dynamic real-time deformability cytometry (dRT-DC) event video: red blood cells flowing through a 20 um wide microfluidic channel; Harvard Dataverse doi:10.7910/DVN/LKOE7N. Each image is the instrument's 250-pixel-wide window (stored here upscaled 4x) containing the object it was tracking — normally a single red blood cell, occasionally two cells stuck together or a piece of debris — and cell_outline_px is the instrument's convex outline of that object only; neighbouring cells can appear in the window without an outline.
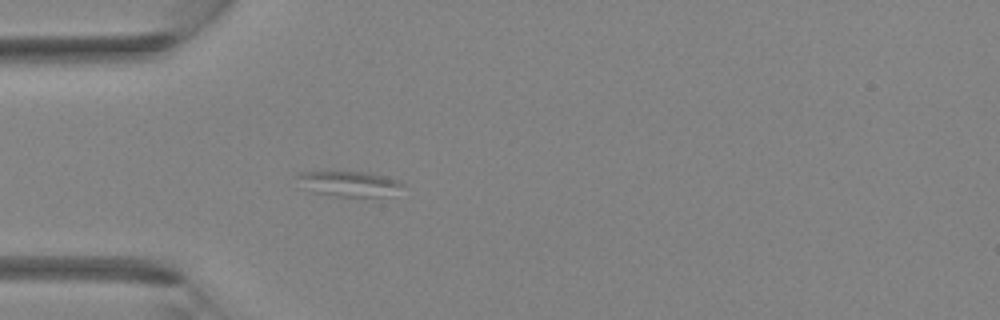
{"species": "Egyptian fruit bat (a non-hibernating species)", "species_latin": "Rousettus aegyptiacus", "temperature_condition": "room temperature", "stored_images_in_passage": 40, "camera_frame_rate_fps": 3000, "um_per_image_px": 0.085, "animal": {"sex": "female"}, "frame": {"image": 1, "passage_image": 12, "time_ms": 3.667, "image_size_px": [1000, 320], "cell_outline_px": [[404, 184], [380, 196], [336, 196], [312, 192], [296, 176], [300, 172], [372, 172], [396, 180]], "centroid_in_image_um": [29.61, 15.59], "position_along_channel_um": 55.4, "area_um2": 14.62}}
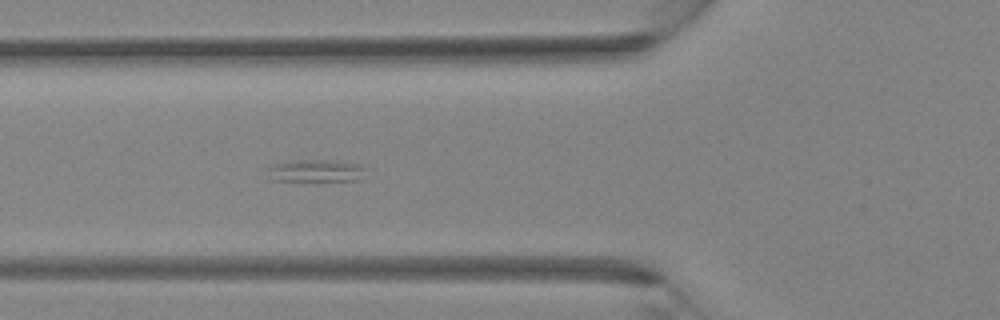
{"frame": {"image": 2, "passage_image": 15, "time_ms": 4.667, "image_size_px": [1000, 320], "cell_outline_px": [[364, 168], [360, 180], [268, 180], [268, 168], [272, 164], [284, 160], [328, 160], [360, 164]], "centroid_in_image_um": [26.75, 14.5], "position_along_channel_um": 99.1, "area_um2": 12.72}}
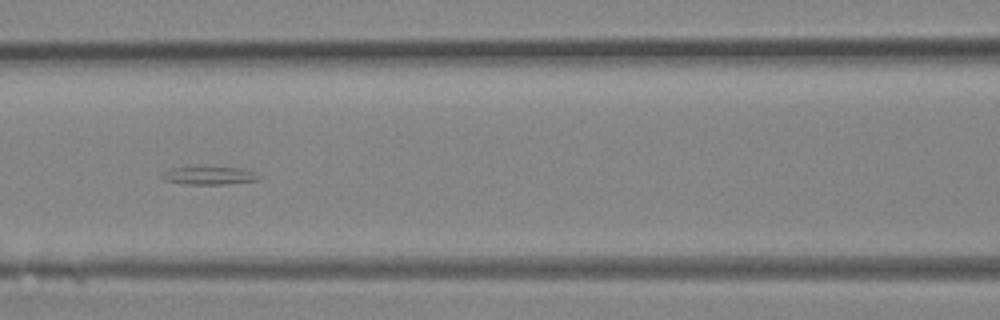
{"frame": {"image": 3, "passage_image": 18, "time_ms": 5.667, "image_size_px": [1000, 320], "cell_outline_px": [[260, 180], [228, 184], [188, 184], [164, 180], [160, 176], [164, 172], [172, 168], [204, 164], [244, 168], [256, 172], [260, 176]], "centroid_in_image_um": [17.83, 14.86], "position_along_channel_um": 148.8, "area_um2": 10.98}}